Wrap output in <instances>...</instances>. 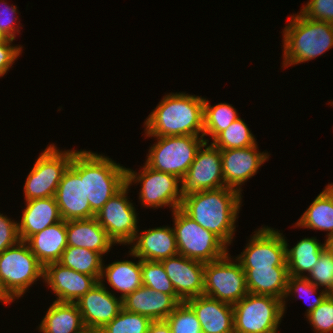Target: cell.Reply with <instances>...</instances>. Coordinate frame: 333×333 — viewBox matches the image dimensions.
I'll return each instance as SVG.
<instances>
[{
  "mask_svg": "<svg viewBox=\"0 0 333 333\" xmlns=\"http://www.w3.org/2000/svg\"><path fill=\"white\" fill-rule=\"evenodd\" d=\"M242 197V193L230 187L197 191L183 195L180 209L230 246L236 231Z\"/></svg>",
  "mask_w": 333,
  "mask_h": 333,
  "instance_id": "cell-1",
  "label": "cell"
},
{
  "mask_svg": "<svg viewBox=\"0 0 333 333\" xmlns=\"http://www.w3.org/2000/svg\"><path fill=\"white\" fill-rule=\"evenodd\" d=\"M204 98L185 92L163 96L144 121L146 137L203 136Z\"/></svg>",
  "mask_w": 333,
  "mask_h": 333,
  "instance_id": "cell-2",
  "label": "cell"
},
{
  "mask_svg": "<svg viewBox=\"0 0 333 333\" xmlns=\"http://www.w3.org/2000/svg\"><path fill=\"white\" fill-rule=\"evenodd\" d=\"M70 166L84 179L85 196L95 215L127 184L126 167L103 154L77 150Z\"/></svg>",
  "mask_w": 333,
  "mask_h": 333,
  "instance_id": "cell-3",
  "label": "cell"
},
{
  "mask_svg": "<svg viewBox=\"0 0 333 333\" xmlns=\"http://www.w3.org/2000/svg\"><path fill=\"white\" fill-rule=\"evenodd\" d=\"M283 29L282 67L305 63L333 47V24L308 19L301 12L290 15Z\"/></svg>",
  "mask_w": 333,
  "mask_h": 333,
  "instance_id": "cell-4",
  "label": "cell"
},
{
  "mask_svg": "<svg viewBox=\"0 0 333 333\" xmlns=\"http://www.w3.org/2000/svg\"><path fill=\"white\" fill-rule=\"evenodd\" d=\"M41 278L44 279V266L26 241L20 240L0 253V288L11 303Z\"/></svg>",
  "mask_w": 333,
  "mask_h": 333,
  "instance_id": "cell-5",
  "label": "cell"
},
{
  "mask_svg": "<svg viewBox=\"0 0 333 333\" xmlns=\"http://www.w3.org/2000/svg\"><path fill=\"white\" fill-rule=\"evenodd\" d=\"M173 231L179 254L203 263L218 260L228 252V246L213 232L202 228L180 208L172 211Z\"/></svg>",
  "mask_w": 333,
  "mask_h": 333,
  "instance_id": "cell-6",
  "label": "cell"
},
{
  "mask_svg": "<svg viewBox=\"0 0 333 333\" xmlns=\"http://www.w3.org/2000/svg\"><path fill=\"white\" fill-rule=\"evenodd\" d=\"M157 139L146 155L145 164L153 170L169 173L183 179L205 142L203 136H164Z\"/></svg>",
  "mask_w": 333,
  "mask_h": 333,
  "instance_id": "cell-7",
  "label": "cell"
},
{
  "mask_svg": "<svg viewBox=\"0 0 333 333\" xmlns=\"http://www.w3.org/2000/svg\"><path fill=\"white\" fill-rule=\"evenodd\" d=\"M283 300L248 293L233 305L234 333H278Z\"/></svg>",
  "mask_w": 333,
  "mask_h": 333,
  "instance_id": "cell-8",
  "label": "cell"
},
{
  "mask_svg": "<svg viewBox=\"0 0 333 333\" xmlns=\"http://www.w3.org/2000/svg\"><path fill=\"white\" fill-rule=\"evenodd\" d=\"M76 151L73 149L62 151L54 143L49 144L40 153L26 178L23 187L25 201L54 197Z\"/></svg>",
  "mask_w": 333,
  "mask_h": 333,
  "instance_id": "cell-9",
  "label": "cell"
},
{
  "mask_svg": "<svg viewBox=\"0 0 333 333\" xmlns=\"http://www.w3.org/2000/svg\"><path fill=\"white\" fill-rule=\"evenodd\" d=\"M126 183L129 186L140 183L139 201L144 208L166 206L174 211L181 207L182 181L175 175L153 170L145 164L139 172L126 168Z\"/></svg>",
  "mask_w": 333,
  "mask_h": 333,
  "instance_id": "cell-10",
  "label": "cell"
},
{
  "mask_svg": "<svg viewBox=\"0 0 333 333\" xmlns=\"http://www.w3.org/2000/svg\"><path fill=\"white\" fill-rule=\"evenodd\" d=\"M247 294L245 272L229 252L218 260L205 263L203 295L234 305Z\"/></svg>",
  "mask_w": 333,
  "mask_h": 333,
  "instance_id": "cell-11",
  "label": "cell"
},
{
  "mask_svg": "<svg viewBox=\"0 0 333 333\" xmlns=\"http://www.w3.org/2000/svg\"><path fill=\"white\" fill-rule=\"evenodd\" d=\"M129 188L126 184L95 215L115 245H129L139 230L135 205L127 197Z\"/></svg>",
  "mask_w": 333,
  "mask_h": 333,
  "instance_id": "cell-12",
  "label": "cell"
},
{
  "mask_svg": "<svg viewBox=\"0 0 333 333\" xmlns=\"http://www.w3.org/2000/svg\"><path fill=\"white\" fill-rule=\"evenodd\" d=\"M243 252L236 256L242 269L273 268L287 266L285 236L274 228H258Z\"/></svg>",
  "mask_w": 333,
  "mask_h": 333,
  "instance_id": "cell-13",
  "label": "cell"
},
{
  "mask_svg": "<svg viewBox=\"0 0 333 333\" xmlns=\"http://www.w3.org/2000/svg\"><path fill=\"white\" fill-rule=\"evenodd\" d=\"M182 181V193L226 187L222 173L221 150L204 142Z\"/></svg>",
  "mask_w": 333,
  "mask_h": 333,
  "instance_id": "cell-14",
  "label": "cell"
},
{
  "mask_svg": "<svg viewBox=\"0 0 333 333\" xmlns=\"http://www.w3.org/2000/svg\"><path fill=\"white\" fill-rule=\"evenodd\" d=\"M76 305L81 313L85 328L99 331L123 309L122 299L116 297L114 291H109L107 286L105 287L104 281H99L76 301Z\"/></svg>",
  "mask_w": 333,
  "mask_h": 333,
  "instance_id": "cell-15",
  "label": "cell"
},
{
  "mask_svg": "<svg viewBox=\"0 0 333 333\" xmlns=\"http://www.w3.org/2000/svg\"><path fill=\"white\" fill-rule=\"evenodd\" d=\"M268 152L258 151V145L246 148L221 150L222 173L226 187L238 190L257 174L259 168L269 159Z\"/></svg>",
  "mask_w": 333,
  "mask_h": 333,
  "instance_id": "cell-16",
  "label": "cell"
},
{
  "mask_svg": "<svg viewBox=\"0 0 333 333\" xmlns=\"http://www.w3.org/2000/svg\"><path fill=\"white\" fill-rule=\"evenodd\" d=\"M42 281L55 293V301L69 303H76L99 282L94 276L74 271L59 262L44 267Z\"/></svg>",
  "mask_w": 333,
  "mask_h": 333,
  "instance_id": "cell-17",
  "label": "cell"
},
{
  "mask_svg": "<svg viewBox=\"0 0 333 333\" xmlns=\"http://www.w3.org/2000/svg\"><path fill=\"white\" fill-rule=\"evenodd\" d=\"M161 262L177 296L183 302L203 295L205 263L189 259L181 254Z\"/></svg>",
  "mask_w": 333,
  "mask_h": 333,
  "instance_id": "cell-18",
  "label": "cell"
},
{
  "mask_svg": "<svg viewBox=\"0 0 333 333\" xmlns=\"http://www.w3.org/2000/svg\"><path fill=\"white\" fill-rule=\"evenodd\" d=\"M54 197L65 221L95 217L85 196L84 179L71 166L65 171Z\"/></svg>",
  "mask_w": 333,
  "mask_h": 333,
  "instance_id": "cell-19",
  "label": "cell"
},
{
  "mask_svg": "<svg viewBox=\"0 0 333 333\" xmlns=\"http://www.w3.org/2000/svg\"><path fill=\"white\" fill-rule=\"evenodd\" d=\"M138 230L129 250L132 258L148 261H162L179 254L172 227L160 226L148 230Z\"/></svg>",
  "mask_w": 333,
  "mask_h": 333,
  "instance_id": "cell-20",
  "label": "cell"
},
{
  "mask_svg": "<svg viewBox=\"0 0 333 333\" xmlns=\"http://www.w3.org/2000/svg\"><path fill=\"white\" fill-rule=\"evenodd\" d=\"M183 302L177 294L154 291L142 285L122 299L123 309L148 317L151 321L165 320Z\"/></svg>",
  "mask_w": 333,
  "mask_h": 333,
  "instance_id": "cell-21",
  "label": "cell"
},
{
  "mask_svg": "<svg viewBox=\"0 0 333 333\" xmlns=\"http://www.w3.org/2000/svg\"><path fill=\"white\" fill-rule=\"evenodd\" d=\"M186 302L196 313L202 333H234L233 305L205 295Z\"/></svg>",
  "mask_w": 333,
  "mask_h": 333,
  "instance_id": "cell-22",
  "label": "cell"
},
{
  "mask_svg": "<svg viewBox=\"0 0 333 333\" xmlns=\"http://www.w3.org/2000/svg\"><path fill=\"white\" fill-rule=\"evenodd\" d=\"M21 220L18 221V232L22 241L41 232L62 219L55 197L25 201Z\"/></svg>",
  "mask_w": 333,
  "mask_h": 333,
  "instance_id": "cell-23",
  "label": "cell"
},
{
  "mask_svg": "<svg viewBox=\"0 0 333 333\" xmlns=\"http://www.w3.org/2000/svg\"><path fill=\"white\" fill-rule=\"evenodd\" d=\"M66 233L67 245L84 247L102 255L115 245L95 217L66 221Z\"/></svg>",
  "mask_w": 333,
  "mask_h": 333,
  "instance_id": "cell-24",
  "label": "cell"
},
{
  "mask_svg": "<svg viewBox=\"0 0 333 333\" xmlns=\"http://www.w3.org/2000/svg\"><path fill=\"white\" fill-rule=\"evenodd\" d=\"M26 242L44 267L59 262L67 247L66 221L61 220L50 225L32 235Z\"/></svg>",
  "mask_w": 333,
  "mask_h": 333,
  "instance_id": "cell-25",
  "label": "cell"
},
{
  "mask_svg": "<svg viewBox=\"0 0 333 333\" xmlns=\"http://www.w3.org/2000/svg\"><path fill=\"white\" fill-rule=\"evenodd\" d=\"M243 270L248 293L268 295L284 300L289 277L287 266Z\"/></svg>",
  "mask_w": 333,
  "mask_h": 333,
  "instance_id": "cell-26",
  "label": "cell"
},
{
  "mask_svg": "<svg viewBox=\"0 0 333 333\" xmlns=\"http://www.w3.org/2000/svg\"><path fill=\"white\" fill-rule=\"evenodd\" d=\"M294 227L328 231L326 241L333 236V183L328 184L320 192Z\"/></svg>",
  "mask_w": 333,
  "mask_h": 333,
  "instance_id": "cell-27",
  "label": "cell"
},
{
  "mask_svg": "<svg viewBox=\"0 0 333 333\" xmlns=\"http://www.w3.org/2000/svg\"><path fill=\"white\" fill-rule=\"evenodd\" d=\"M84 328L76 303L54 300L37 329L40 333H79Z\"/></svg>",
  "mask_w": 333,
  "mask_h": 333,
  "instance_id": "cell-28",
  "label": "cell"
},
{
  "mask_svg": "<svg viewBox=\"0 0 333 333\" xmlns=\"http://www.w3.org/2000/svg\"><path fill=\"white\" fill-rule=\"evenodd\" d=\"M114 261L104 265L99 281H107L112 290L120 292V298L134 292L142 286L141 259ZM105 277V278H104ZM105 279V280H104Z\"/></svg>",
  "mask_w": 333,
  "mask_h": 333,
  "instance_id": "cell-29",
  "label": "cell"
},
{
  "mask_svg": "<svg viewBox=\"0 0 333 333\" xmlns=\"http://www.w3.org/2000/svg\"><path fill=\"white\" fill-rule=\"evenodd\" d=\"M297 242L289 249V243L285 239L288 273L295 277H306L318 262L321 253L328 247L327 241L320 243L316 237H304Z\"/></svg>",
  "mask_w": 333,
  "mask_h": 333,
  "instance_id": "cell-30",
  "label": "cell"
},
{
  "mask_svg": "<svg viewBox=\"0 0 333 333\" xmlns=\"http://www.w3.org/2000/svg\"><path fill=\"white\" fill-rule=\"evenodd\" d=\"M59 263L79 273L94 276L99 281L104 261L103 255L98 252L67 245Z\"/></svg>",
  "mask_w": 333,
  "mask_h": 333,
  "instance_id": "cell-31",
  "label": "cell"
},
{
  "mask_svg": "<svg viewBox=\"0 0 333 333\" xmlns=\"http://www.w3.org/2000/svg\"><path fill=\"white\" fill-rule=\"evenodd\" d=\"M239 113L229 103H218L211 106L207 98H204V122L203 137L205 142H209L205 136L214 139L220 132L227 129L237 118Z\"/></svg>",
  "mask_w": 333,
  "mask_h": 333,
  "instance_id": "cell-32",
  "label": "cell"
},
{
  "mask_svg": "<svg viewBox=\"0 0 333 333\" xmlns=\"http://www.w3.org/2000/svg\"><path fill=\"white\" fill-rule=\"evenodd\" d=\"M245 120L237 118L227 129L220 132L212 144L220 150L246 148L257 144Z\"/></svg>",
  "mask_w": 333,
  "mask_h": 333,
  "instance_id": "cell-33",
  "label": "cell"
},
{
  "mask_svg": "<svg viewBox=\"0 0 333 333\" xmlns=\"http://www.w3.org/2000/svg\"><path fill=\"white\" fill-rule=\"evenodd\" d=\"M318 289L319 288L316 287L312 282H310L306 277H295V276L289 275L288 280H287L286 293H285L284 300H283L284 314H285L286 307H287V305H286L287 299H288V297H291V295L292 296L296 295V297L298 295V298H299L300 296L302 297L304 294L307 298V297L312 296V294L313 295L315 294L316 297L313 296V297H315L314 301H312V303L309 305V307L307 308V310L305 312V314H306L305 316L309 315L329 295V293L327 291H325L324 289L319 290L321 292H319V294L317 295Z\"/></svg>",
  "mask_w": 333,
  "mask_h": 333,
  "instance_id": "cell-34",
  "label": "cell"
},
{
  "mask_svg": "<svg viewBox=\"0 0 333 333\" xmlns=\"http://www.w3.org/2000/svg\"><path fill=\"white\" fill-rule=\"evenodd\" d=\"M151 322L146 316L122 309L100 330V333H147Z\"/></svg>",
  "mask_w": 333,
  "mask_h": 333,
  "instance_id": "cell-35",
  "label": "cell"
},
{
  "mask_svg": "<svg viewBox=\"0 0 333 333\" xmlns=\"http://www.w3.org/2000/svg\"><path fill=\"white\" fill-rule=\"evenodd\" d=\"M141 273L142 285L157 292L176 294L162 262L141 260Z\"/></svg>",
  "mask_w": 333,
  "mask_h": 333,
  "instance_id": "cell-36",
  "label": "cell"
},
{
  "mask_svg": "<svg viewBox=\"0 0 333 333\" xmlns=\"http://www.w3.org/2000/svg\"><path fill=\"white\" fill-rule=\"evenodd\" d=\"M165 321L172 333H202L197 315L187 302H180Z\"/></svg>",
  "mask_w": 333,
  "mask_h": 333,
  "instance_id": "cell-37",
  "label": "cell"
},
{
  "mask_svg": "<svg viewBox=\"0 0 333 333\" xmlns=\"http://www.w3.org/2000/svg\"><path fill=\"white\" fill-rule=\"evenodd\" d=\"M306 278L318 288L333 292V252L327 247Z\"/></svg>",
  "mask_w": 333,
  "mask_h": 333,
  "instance_id": "cell-38",
  "label": "cell"
},
{
  "mask_svg": "<svg viewBox=\"0 0 333 333\" xmlns=\"http://www.w3.org/2000/svg\"><path fill=\"white\" fill-rule=\"evenodd\" d=\"M313 331L316 333H330L333 331V295L329 294L325 300L306 316Z\"/></svg>",
  "mask_w": 333,
  "mask_h": 333,
  "instance_id": "cell-39",
  "label": "cell"
},
{
  "mask_svg": "<svg viewBox=\"0 0 333 333\" xmlns=\"http://www.w3.org/2000/svg\"><path fill=\"white\" fill-rule=\"evenodd\" d=\"M300 12L308 19L333 24V0H309Z\"/></svg>",
  "mask_w": 333,
  "mask_h": 333,
  "instance_id": "cell-40",
  "label": "cell"
},
{
  "mask_svg": "<svg viewBox=\"0 0 333 333\" xmlns=\"http://www.w3.org/2000/svg\"><path fill=\"white\" fill-rule=\"evenodd\" d=\"M0 4H4V8L0 9V29L5 33L8 38L14 39L16 34L20 32V24H16L19 18L16 16L18 14L17 6L7 5L5 0H0ZM16 21V22H15Z\"/></svg>",
  "mask_w": 333,
  "mask_h": 333,
  "instance_id": "cell-41",
  "label": "cell"
},
{
  "mask_svg": "<svg viewBox=\"0 0 333 333\" xmlns=\"http://www.w3.org/2000/svg\"><path fill=\"white\" fill-rule=\"evenodd\" d=\"M20 240L18 222L0 213V253Z\"/></svg>",
  "mask_w": 333,
  "mask_h": 333,
  "instance_id": "cell-42",
  "label": "cell"
},
{
  "mask_svg": "<svg viewBox=\"0 0 333 333\" xmlns=\"http://www.w3.org/2000/svg\"><path fill=\"white\" fill-rule=\"evenodd\" d=\"M14 39L9 38L7 41L0 43V77H4L9 71L15 60L22 53V46L13 45Z\"/></svg>",
  "mask_w": 333,
  "mask_h": 333,
  "instance_id": "cell-43",
  "label": "cell"
},
{
  "mask_svg": "<svg viewBox=\"0 0 333 333\" xmlns=\"http://www.w3.org/2000/svg\"><path fill=\"white\" fill-rule=\"evenodd\" d=\"M147 333H172L168 323L165 320L152 321Z\"/></svg>",
  "mask_w": 333,
  "mask_h": 333,
  "instance_id": "cell-44",
  "label": "cell"
},
{
  "mask_svg": "<svg viewBox=\"0 0 333 333\" xmlns=\"http://www.w3.org/2000/svg\"><path fill=\"white\" fill-rule=\"evenodd\" d=\"M0 302L1 303H4L5 305L6 304H9L10 305V301L3 295L2 291H1V288H0Z\"/></svg>",
  "mask_w": 333,
  "mask_h": 333,
  "instance_id": "cell-45",
  "label": "cell"
},
{
  "mask_svg": "<svg viewBox=\"0 0 333 333\" xmlns=\"http://www.w3.org/2000/svg\"><path fill=\"white\" fill-rule=\"evenodd\" d=\"M79 333H100L99 330L96 329H91V328H84L81 332Z\"/></svg>",
  "mask_w": 333,
  "mask_h": 333,
  "instance_id": "cell-46",
  "label": "cell"
},
{
  "mask_svg": "<svg viewBox=\"0 0 333 333\" xmlns=\"http://www.w3.org/2000/svg\"><path fill=\"white\" fill-rule=\"evenodd\" d=\"M9 38L5 35V33L0 29V43L7 41Z\"/></svg>",
  "mask_w": 333,
  "mask_h": 333,
  "instance_id": "cell-47",
  "label": "cell"
},
{
  "mask_svg": "<svg viewBox=\"0 0 333 333\" xmlns=\"http://www.w3.org/2000/svg\"><path fill=\"white\" fill-rule=\"evenodd\" d=\"M327 245L329 249L333 252V236L329 240H327Z\"/></svg>",
  "mask_w": 333,
  "mask_h": 333,
  "instance_id": "cell-48",
  "label": "cell"
}]
</instances>
